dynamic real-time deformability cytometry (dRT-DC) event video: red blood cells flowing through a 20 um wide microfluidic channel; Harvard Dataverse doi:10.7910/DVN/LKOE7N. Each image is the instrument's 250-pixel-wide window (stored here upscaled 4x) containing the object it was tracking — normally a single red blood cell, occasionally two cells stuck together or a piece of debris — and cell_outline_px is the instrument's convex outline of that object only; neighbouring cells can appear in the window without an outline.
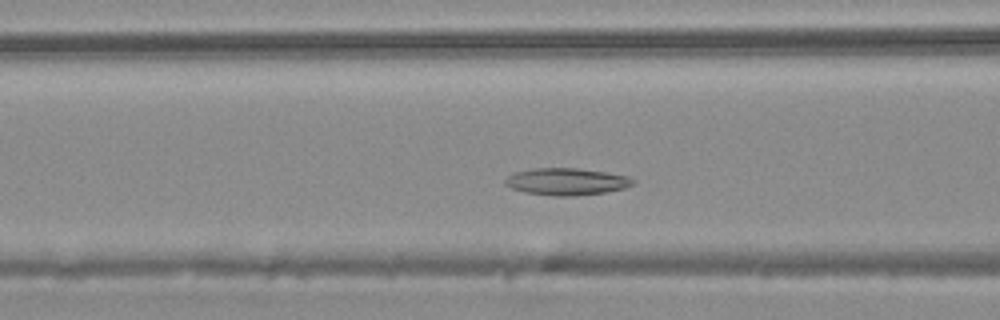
{"species": "common noctule bat (a hibernating species)", "species_latin": "Nyctalus noctula", "temperature_condition": "warm", "stored_images_in_passage": 39, "camera_frame_rate_fps": 3000, "um_per_image_px": 0.085, "animal": {"sex": "male", "body_mass_g": 20.4}, "frame": {"image": 1, "passage_image": 12, "time_ms": 3.667, "image_size_px": [1000, 320], "cell_outline_px": [[636, 180], [632, 184], [624, 188], [604, 192], [576, 196], [552, 196], [524, 192], [512, 188], [504, 184], [504, 180], [508, 176], [516, 172], [536, 168], [576, 168], [604, 172], [628, 176]], "centroid_in_image_um": [48.14, 15.44], "position_along_channel_um": 118.5, "area_um2": 20.0}}
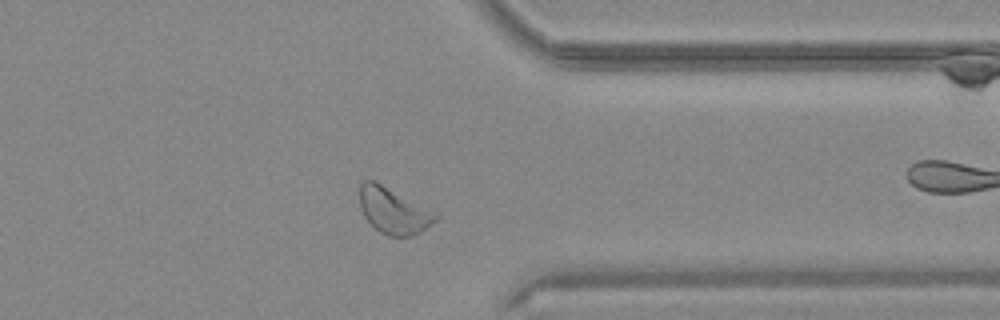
{"frame": {"image": 2, "passage_image": 29, "time_ms": 9.333, "image_size_px": [1000, 320], "cell_outline_px": [[440, 216], [432, 224], [420, 232], [412, 236], [388, 236], [380, 232], [364, 216], [360, 208], [360, 184], [364, 180], [376, 180]], "centroid_in_image_um": [33.42, 17.91], "position_along_channel_um": 378.0, "area_um2": 20.06}}
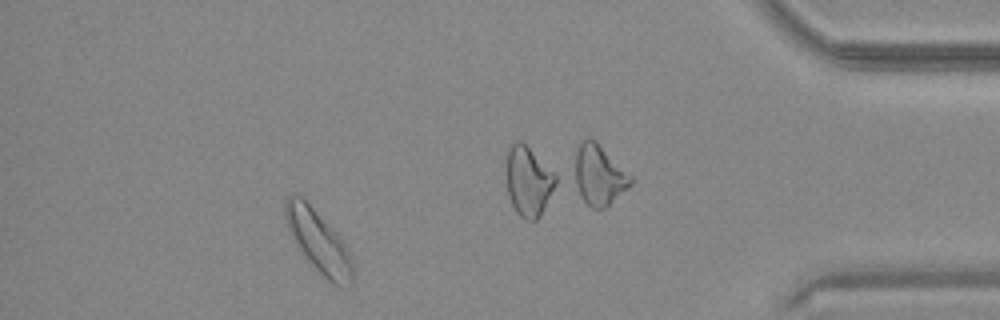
{"frame": {"image": 3, "passage_image": 34, "time_ms": 11.0, "image_size_px": [1000, 320], "cell_outline_px": [[356, 276], [352, 284], [348, 288], [340, 288], [332, 284], [300, 252], [288, 228], [284, 216], [284, 196], [292, 192], [296, 192], [304, 196], [344, 244], [352, 260], [356, 272]], "centroid_in_image_um": [27.06, 20.51], "position_along_channel_um": 408.1, "area_um2": 24.91}}